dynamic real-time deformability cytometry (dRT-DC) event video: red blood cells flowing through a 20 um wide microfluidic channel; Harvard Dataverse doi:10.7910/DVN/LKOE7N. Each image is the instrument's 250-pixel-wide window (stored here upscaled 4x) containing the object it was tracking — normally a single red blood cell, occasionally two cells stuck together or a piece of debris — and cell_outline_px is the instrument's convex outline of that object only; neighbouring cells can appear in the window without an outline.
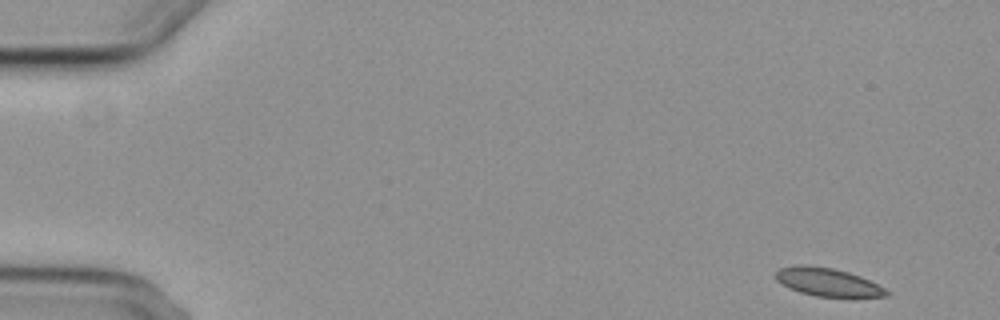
{"species": "common noctule bat (a hibernating species)", "species_latin": "Nyctalus noctula", "temperature_condition": "cold", "stored_images_in_passage": 4, "camera_frame_rate_fps": 3000, "um_per_image_px": 0.085, "animal": {"sex": "female", "body_mass_g": 29.2, "forearm_length_mm": 56.3}, "frame": {"image": 1, "passage_image": 1, "time_ms": 0.0, "image_size_px": [1000, 320], "cell_outline_px": [[888, 296], [816, 296], [800, 292], [788, 288], [776, 280], [776, 272], [780, 268], [796, 264], [808, 264], [832, 268], [848, 272], [860, 276], [884, 288], [888, 292]], "centroid_in_image_um": [70.28, 23.95], "position_along_channel_um": 14.7, "area_um2": 17.92}}